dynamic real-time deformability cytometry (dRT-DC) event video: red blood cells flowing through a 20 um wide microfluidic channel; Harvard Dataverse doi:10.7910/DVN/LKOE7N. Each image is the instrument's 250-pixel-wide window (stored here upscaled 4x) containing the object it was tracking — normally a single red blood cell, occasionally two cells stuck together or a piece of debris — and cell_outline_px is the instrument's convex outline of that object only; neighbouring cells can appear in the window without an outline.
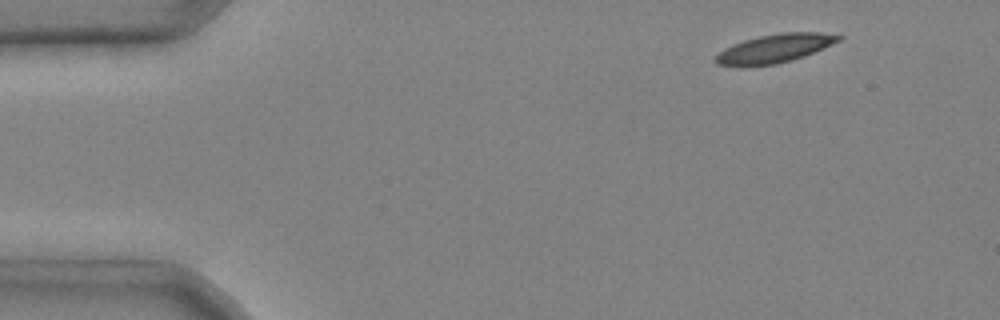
{"species": "common noctule bat (a hibernating species)", "species_latin": "Nyctalus noctula", "temperature_condition": "cold", "stored_images_in_passage": 4, "camera_frame_rate_fps": 3000, "um_per_image_px": 0.085, "animal": {"sex": "male", "body_mass_g": 20.4}, "frame": {"image": 1, "passage_image": 1, "time_ms": 0.0, "image_size_px": [1000, 320], "cell_outline_px": [[844, 36], [840, 40], [804, 56], [792, 60], [776, 64], [740, 68], [716, 64], [712, 60], [724, 48], [732, 44], [744, 40], [760, 36], [784, 32], [820, 32]], "centroid_in_image_um": [65.76, 4.15], "position_along_channel_um": 19.2, "area_um2": 20.69}}
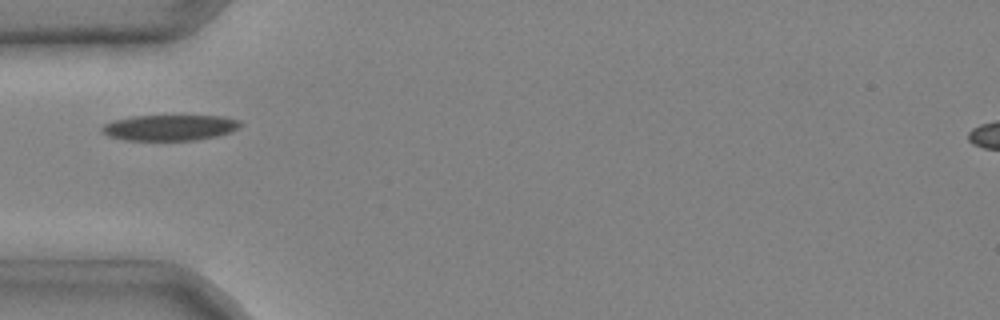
{"frame": {"image": 2, "passage_image": 4, "time_ms": 1.0, "image_size_px": [1000, 320], "cell_outline_px": [[244, 124], [240, 128], [232, 132], [216, 136], [196, 140], [124, 140], [108, 136], [100, 132], [100, 128], [104, 124], [112, 120], [132, 116], [224, 116], [240, 120]], "centroid_in_image_um": [14.44, 10.85], "position_along_channel_um": 70.6, "area_um2": 21.1}}